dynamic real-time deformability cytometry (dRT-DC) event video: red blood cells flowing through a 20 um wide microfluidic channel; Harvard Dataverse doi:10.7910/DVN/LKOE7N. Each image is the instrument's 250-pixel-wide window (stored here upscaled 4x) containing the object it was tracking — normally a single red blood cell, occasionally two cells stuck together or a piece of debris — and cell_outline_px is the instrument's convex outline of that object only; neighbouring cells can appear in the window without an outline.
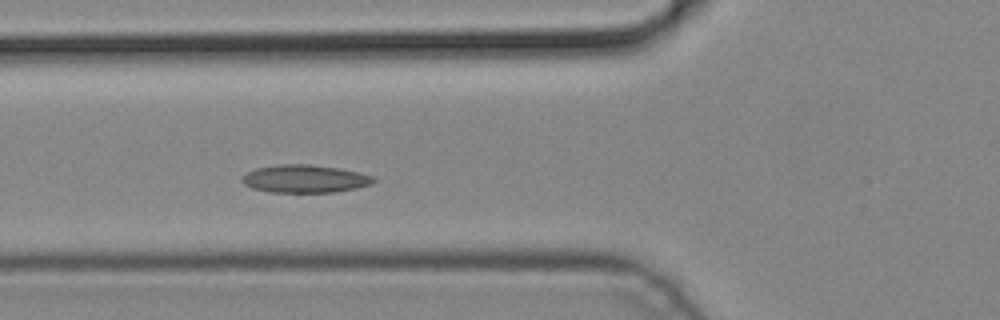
{"species": "common noctule bat (a hibernating species)", "species_latin": "Nyctalus noctula", "temperature_condition": "cold", "stored_images_in_passage": 3, "camera_frame_rate_fps": 3000, "um_per_image_px": 0.085, "animal": {"sex": "male", "body_mass_g": 19.2, "forearm_length_mm": 51.8}, "frame": {"image": 1, "passage_image": 3, "time_ms": 0.667, "image_size_px": [1000, 320], "cell_outline_px": [[376, 180], [372, 184], [356, 188], [332, 192], [272, 192], [252, 188], [244, 184], [240, 180], [248, 172], [256, 168], [280, 164], [308, 164], [340, 168], [360, 172], [372, 176]], "centroid_in_image_um": [25.93, 15.19], "position_along_channel_um": 99.9, "area_um2": 21.27}}